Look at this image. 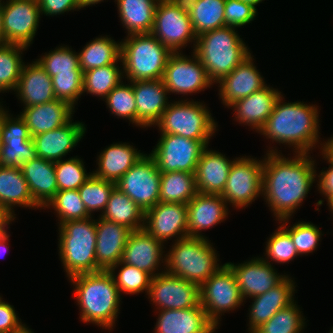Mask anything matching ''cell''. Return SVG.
<instances>
[{
  "instance_id": "obj_1",
  "label": "cell",
  "mask_w": 333,
  "mask_h": 333,
  "mask_svg": "<svg viewBox=\"0 0 333 333\" xmlns=\"http://www.w3.org/2000/svg\"><path fill=\"white\" fill-rule=\"evenodd\" d=\"M268 149L264 155L262 197L275 221L292 218L316 183V160L310 154L286 157L271 144Z\"/></svg>"
},
{
  "instance_id": "obj_2",
  "label": "cell",
  "mask_w": 333,
  "mask_h": 333,
  "mask_svg": "<svg viewBox=\"0 0 333 333\" xmlns=\"http://www.w3.org/2000/svg\"><path fill=\"white\" fill-rule=\"evenodd\" d=\"M283 96L281 94L277 99L272 114L258 134L271 144L292 148L295 154H311L317 147L322 150L319 106L304 101L284 102Z\"/></svg>"
},
{
  "instance_id": "obj_3",
  "label": "cell",
  "mask_w": 333,
  "mask_h": 333,
  "mask_svg": "<svg viewBox=\"0 0 333 333\" xmlns=\"http://www.w3.org/2000/svg\"><path fill=\"white\" fill-rule=\"evenodd\" d=\"M74 300L79 306L80 321L97 325L110 332L115 329L121 296L113 276L108 270L84 273L70 277Z\"/></svg>"
},
{
  "instance_id": "obj_4",
  "label": "cell",
  "mask_w": 333,
  "mask_h": 333,
  "mask_svg": "<svg viewBox=\"0 0 333 333\" xmlns=\"http://www.w3.org/2000/svg\"><path fill=\"white\" fill-rule=\"evenodd\" d=\"M241 37L238 29L229 26L197 37L193 52L202 62L213 84L216 85L252 54Z\"/></svg>"
},
{
  "instance_id": "obj_5",
  "label": "cell",
  "mask_w": 333,
  "mask_h": 333,
  "mask_svg": "<svg viewBox=\"0 0 333 333\" xmlns=\"http://www.w3.org/2000/svg\"><path fill=\"white\" fill-rule=\"evenodd\" d=\"M63 222L58 226V255L65 276L101 271L96 264V219Z\"/></svg>"
},
{
  "instance_id": "obj_6",
  "label": "cell",
  "mask_w": 333,
  "mask_h": 333,
  "mask_svg": "<svg viewBox=\"0 0 333 333\" xmlns=\"http://www.w3.org/2000/svg\"><path fill=\"white\" fill-rule=\"evenodd\" d=\"M172 243L165 253V271L171 275L201 286L223 266L219 263V251L208 237L187 236Z\"/></svg>"
},
{
  "instance_id": "obj_7",
  "label": "cell",
  "mask_w": 333,
  "mask_h": 333,
  "mask_svg": "<svg viewBox=\"0 0 333 333\" xmlns=\"http://www.w3.org/2000/svg\"><path fill=\"white\" fill-rule=\"evenodd\" d=\"M121 42V60L126 81L162 79L172 52L154 35L132 34Z\"/></svg>"
},
{
  "instance_id": "obj_8",
  "label": "cell",
  "mask_w": 333,
  "mask_h": 333,
  "mask_svg": "<svg viewBox=\"0 0 333 333\" xmlns=\"http://www.w3.org/2000/svg\"><path fill=\"white\" fill-rule=\"evenodd\" d=\"M182 98L171 100L162 113L157 126L160 134H174L197 141H210L218 130V123L212 117L204 101Z\"/></svg>"
},
{
  "instance_id": "obj_9",
  "label": "cell",
  "mask_w": 333,
  "mask_h": 333,
  "mask_svg": "<svg viewBox=\"0 0 333 333\" xmlns=\"http://www.w3.org/2000/svg\"><path fill=\"white\" fill-rule=\"evenodd\" d=\"M243 302L234 272L226 263L200 286V305L218 329L221 316L240 308Z\"/></svg>"
},
{
  "instance_id": "obj_10",
  "label": "cell",
  "mask_w": 333,
  "mask_h": 333,
  "mask_svg": "<svg viewBox=\"0 0 333 333\" xmlns=\"http://www.w3.org/2000/svg\"><path fill=\"white\" fill-rule=\"evenodd\" d=\"M263 166L264 158L259 160L249 155L236 157L221 194L227 205L243 210L262 197Z\"/></svg>"
},
{
  "instance_id": "obj_11",
  "label": "cell",
  "mask_w": 333,
  "mask_h": 333,
  "mask_svg": "<svg viewBox=\"0 0 333 333\" xmlns=\"http://www.w3.org/2000/svg\"><path fill=\"white\" fill-rule=\"evenodd\" d=\"M209 144L210 141L160 134L150 155L161 173L172 171L195 173L201 154Z\"/></svg>"
},
{
  "instance_id": "obj_12",
  "label": "cell",
  "mask_w": 333,
  "mask_h": 333,
  "mask_svg": "<svg viewBox=\"0 0 333 333\" xmlns=\"http://www.w3.org/2000/svg\"><path fill=\"white\" fill-rule=\"evenodd\" d=\"M151 34L172 53L183 52L182 49L192 44L193 52L196 45L197 36L189 14L179 10L169 0L158 1Z\"/></svg>"
},
{
  "instance_id": "obj_13",
  "label": "cell",
  "mask_w": 333,
  "mask_h": 333,
  "mask_svg": "<svg viewBox=\"0 0 333 333\" xmlns=\"http://www.w3.org/2000/svg\"><path fill=\"white\" fill-rule=\"evenodd\" d=\"M160 181L154 158L145 153L115 185L145 212L159 202Z\"/></svg>"
},
{
  "instance_id": "obj_14",
  "label": "cell",
  "mask_w": 333,
  "mask_h": 333,
  "mask_svg": "<svg viewBox=\"0 0 333 333\" xmlns=\"http://www.w3.org/2000/svg\"><path fill=\"white\" fill-rule=\"evenodd\" d=\"M192 53L187 56L183 52H177L169 56L162 78L169 95L174 93L183 97L200 93L214 85L202 62Z\"/></svg>"
},
{
  "instance_id": "obj_15",
  "label": "cell",
  "mask_w": 333,
  "mask_h": 333,
  "mask_svg": "<svg viewBox=\"0 0 333 333\" xmlns=\"http://www.w3.org/2000/svg\"><path fill=\"white\" fill-rule=\"evenodd\" d=\"M41 18L38 0H4L2 21L5 42L29 48Z\"/></svg>"
},
{
  "instance_id": "obj_16",
  "label": "cell",
  "mask_w": 333,
  "mask_h": 333,
  "mask_svg": "<svg viewBox=\"0 0 333 333\" xmlns=\"http://www.w3.org/2000/svg\"><path fill=\"white\" fill-rule=\"evenodd\" d=\"M147 296L154 311L187 309L200 304V286L164 271L152 277Z\"/></svg>"
},
{
  "instance_id": "obj_17",
  "label": "cell",
  "mask_w": 333,
  "mask_h": 333,
  "mask_svg": "<svg viewBox=\"0 0 333 333\" xmlns=\"http://www.w3.org/2000/svg\"><path fill=\"white\" fill-rule=\"evenodd\" d=\"M2 105L1 166L21 167L37 157L33 138L25 120L18 114L14 115Z\"/></svg>"
},
{
  "instance_id": "obj_18",
  "label": "cell",
  "mask_w": 333,
  "mask_h": 333,
  "mask_svg": "<svg viewBox=\"0 0 333 333\" xmlns=\"http://www.w3.org/2000/svg\"><path fill=\"white\" fill-rule=\"evenodd\" d=\"M144 229L166 245L187 237V204L158 202L145 211Z\"/></svg>"
},
{
  "instance_id": "obj_19",
  "label": "cell",
  "mask_w": 333,
  "mask_h": 333,
  "mask_svg": "<svg viewBox=\"0 0 333 333\" xmlns=\"http://www.w3.org/2000/svg\"><path fill=\"white\" fill-rule=\"evenodd\" d=\"M232 269L241 295L247 298L259 296L279 284L288 274L278 273L276 268L260 256L252 257L242 263L226 262Z\"/></svg>"
},
{
  "instance_id": "obj_20",
  "label": "cell",
  "mask_w": 333,
  "mask_h": 333,
  "mask_svg": "<svg viewBox=\"0 0 333 333\" xmlns=\"http://www.w3.org/2000/svg\"><path fill=\"white\" fill-rule=\"evenodd\" d=\"M164 248L166 249L164 244L144 228L135 230L128 236L121 262L133 265L154 277L165 271Z\"/></svg>"
},
{
  "instance_id": "obj_21",
  "label": "cell",
  "mask_w": 333,
  "mask_h": 333,
  "mask_svg": "<svg viewBox=\"0 0 333 333\" xmlns=\"http://www.w3.org/2000/svg\"><path fill=\"white\" fill-rule=\"evenodd\" d=\"M254 55L247 57L231 73L223 77L218 84V95L222 105L229 107L235 101L251 95L265 87V78L255 65Z\"/></svg>"
},
{
  "instance_id": "obj_22",
  "label": "cell",
  "mask_w": 333,
  "mask_h": 333,
  "mask_svg": "<svg viewBox=\"0 0 333 333\" xmlns=\"http://www.w3.org/2000/svg\"><path fill=\"white\" fill-rule=\"evenodd\" d=\"M85 123L73 118L65 125L33 136L37 157L57 162L76 148L87 132Z\"/></svg>"
},
{
  "instance_id": "obj_23",
  "label": "cell",
  "mask_w": 333,
  "mask_h": 333,
  "mask_svg": "<svg viewBox=\"0 0 333 333\" xmlns=\"http://www.w3.org/2000/svg\"><path fill=\"white\" fill-rule=\"evenodd\" d=\"M296 282L289 274L275 287L267 292L250 298L248 308V332L252 333L260 325L266 323L276 312L288 307L295 301Z\"/></svg>"
},
{
  "instance_id": "obj_24",
  "label": "cell",
  "mask_w": 333,
  "mask_h": 333,
  "mask_svg": "<svg viewBox=\"0 0 333 333\" xmlns=\"http://www.w3.org/2000/svg\"><path fill=\"white\" fill-rule=\"evenodd\" d=\"M229 207L218 194L197 193L187 204L188 236L206 238V231L228 218Z\"/></svg>"
},
{
  "instance_id": "obj_25",
  "label": "cell",
  "mask_w": 333,
  "mask_h": 333,
  "mask_svg": "<svg viewBox=\"0 0 333 333\" xmlns=\"http://www.w3.org/2000/svg\"><path fill=\"white\" fill-rule=\"evenodd\" d=\"M281 94L278 88L266 85L251 95L235 101L228 108L233 110L234 120L238 124L246 125L258 133L272 114L274 105Z\"/></svg>"
},
{
  "instance_id": "obj_26",
  "label": "cell",
  "mask_w": 333,
  "mask_h": 333,
  "mask_svg": "<svg viewBox=\"0 0 333 333\" xmlns=\"http://www.w3.org/2000/svg\"><path fill=\"white\" fill-rule=\"evenodd\" d=\"M132 87L137 106V127H154L170 104L163 79L132 81Z\"/></svg>"
},
{
  "instance_id": "obj_27",
  "label": "cell",
  "mask_w": 333,
  "mask_h": 333,
  "mask_svg": "<svg viewBox=\"0 0 333 333\" xmlns=\"http://www.w3.org/2000/svg\"><path fill=\"white\" fill-rule=\"evenodd\" d=\"M158 317L153 333H215L218 329L199 304L187 309L156 310Z\"/></svg>"
},
{
  "instance_id": "obj_28",
  "label": "cell",
  "mask_w": 333,
  "mask_h": 333,
  "mask_svg": "<svg viewBox=\"0 0 333 333\" xmlns=\"http://www.w3.org/2000/svg\"><path fill=\"white\" fill-rule=\"evenodd\" d=\"M131 232L126 226L108 221L100 216L96 219V264L101 270H109L121 261Z\"/></svg>"
},
{
  "instance_id": "obj_29",
  "label": "cell",
  "mask_w": 333,
  "mask_h": 333,
  "mask_svg": "<svg viewBox=\"0 0 333 333\" xmlns=\"http://www.w3.org/2000/svg\"><path fill=\"white\" fill-rule=\"evenodd\" d=\"M208 147L202 152L195 171L197 191L203 194L221 195L225 189L231 165L236 158L228 159L225 154Z\"/></svg>"
},
{
  "instance_id": "obj_30",
  "label": "cell",
  "mask_w": 333,
  "mask_h": 333,
  "mask_svg": "<svg viewBox=\"0 0 333 333\" xmlns=\"http://www.w3.org/2000/svg\"><path fill=\"white\" fill-rule=\"evenodd\" d=\"M15 94L23 107L39 105L56 99L52 78L37 60L23 65Z\"/></svg>"
},
{
  "instance_id": "obj_31",
  "label": "cell",
  "mask_w": 333,
  "mask_h": 333,
  "mask_svg": "<svg viewBox=\"0 0 333 333\" xmlns=\"http://www.w3.org/2000/svg\"><path fill=\"white\" fill-rule=\"evenodd\" d=\"M75 108L62 100H53L39 105L23 107L20 116L25 120L31 137L67 124Z\"/></svg>"
},
{
  "instance_id": "obj_32",
  "label": "cell",
  "mask_w": 333,
  "mask_h": 333,
  "mask_svg": "<svg viewBox=\"0 0 333 333\" xmlns=\"http://www.w3.org/2000/svg\"><path fill=\"white\" fill-rule=\"evenodd\" d=\"M144 154L130 143L113 142L97 155L98 167L92 173L100 179L116 183Z\"/></svg>"
},
{
  "instance_id": "obj_33",
  "label": "cell",
  "mask_w": 333,
  "mask_h": 333,
  "mask_svg": "<svg viewBox=\"0 0 333 333\" xmlns=\"http://www.w3.org/2000/svg\"><path fill=\"white\" fill-rule=\"evenodd\" d=\"M20 168L33 200L43 209L58 192L54 162L36 157Z\"/></svg>"
},
{
  "instance_id": "obj_34",
  "label": "cell",
  "mask_w": 333,
  "mask_h": 333,
  "mask_svg": "<svg viewBox=\"0 0 333 333\" xmlns=\"http://www.w3.org/2000/svg\"><path fill=\"white\" fill-rule=\"evenodd\" d=\"M0 203L13 215L15 207L41 210L33 200L21 168L0 165Z\"/></svg>"
},
{
  "instance_id": "obj_35",
  "label": "cell",
  "mask_w": 333,
  "mask_h": 333,
  "mask_svg": "<svg viewBox=\"0 0 333 333\" xmlns=\"http://www.w3.org/2000/svg\"><path fill=\"white\" fill-rule=\"evenodd\" d=\"M159 0H115L118 17L126 35L150 34Z\"/></svg>"
},
{
  "instance_id": "obj_36",
  "label": "cell",
  "mask_w": 333,
  "mask_h": 333,
  "mask_svg": "<svg viewBox=\"0 0 333 333\" xmlns=\"http://www.w3.org/2000/svg\"><path fill=\"white\" fill-rule=\"evenodd\" d=\"M99 216L108 221L126 226L131 231L144 228L145 212L117 187L113 189L105 210Z\"/></svg>"
},
{
  "instance_id": "obj_37",
  "label": "cell",
  "mask_w": 333,
  "mask_h": 333,
  "mask_svg": "<svg viewBox=\"0 0 333 333\" xmlns=\"http://www.w3.org/2000/svg\"><path fill=\"white\" fill-rule=\"evenodd\" d=\"M79 66L83 72L114 64L121 57V42L109 35H100L87 42L78 52Z\"/></svg>"
},
{
  "instance_id": "obj_38",
  "label": "cell",
  "mask_w": 333,
  "mask_h": 333,
  "mask_svg": "<svg viewBox=\"0 0 333 333\" xmlns=\"http://www.w3.org/2000/svg\"><path fill=\"white\" fill-rule=\"evenodd\" d=\"M197 193L195 173H161L159 202L188 204Z\"/></svg>"
},
{
  "instance_id": "obj_39",
  "label": "cell",
  "mask_w": 333,
  "mask_h": 333,
  "mask_svg": "<svg viewBox=\"0 0 333 333\" xmlns=\"http://www.w3.org/2000/svg\"><path fill=\"white\" fill-rule=\"evenodd\" d=\"M119 62V63H118ZM120 64V67H119ZM121 58L114 64L83 72V94H91L103 100L123 79Z\"/></svg>"
},
{
  "instance_id": "obj_40",
  "label": "cell",
  "mask_w": 333,
  "mask_h": 333,
  "mask_svg": "<svg viewBox=\"0 0 333 333\" xmlns=\"http://www.w3.org/2000/svg\"><path fill=\"white\" fill-rule=\"evenodd\" d=\"M225 1L198 0L194 8L188 13L197 37L206 32L225 27Z\"/></svg>"
},
{
  "instance_id": "obj_41",
  "label": "cell",
  "mask_w": 333,
  "mask_h": 333,
  "mask_svg": "<svg viewBox=\"0 0 333 333\" xmlns=\"http://www.w3.org/2000/svg\"><path fill=\"white\" fill-rule=\"evenodd\" d=\"M27 49L22 45H0V93L15 92L25 64L23 51Z\"/></svg>"
},
{
  "instance_id": "obj_42",
  "label": "cell",
  "mask_w": 333,
  "mask_h": 333,
  "mask_svg": "<svg viewBox=\"0 0 333 333\" xmlns=\"http://www.w3.org/2000/svg\"><path fill=\"white\" fill-rule=\"evenodd\" d=\"M295 300L288 307L276 312L266 323L252 333H304L307 318ZM303 331V332H302Z\"/></svg>"
},
{
  "instance_id": "obj_43",
  "label": "cell",
  "mask_w": 333,
  "mask_h": 333,
  "mask_svg": "<svg viewBox=\"0 0 333 333\" xmlns=\"http://www.w3.org/2000/svg\"><path fill=\"white\" fill-rule=\"evenodd\" d=\"M108 271L113 276L121 296L122 294L138 295L143 292L146 293V296L148 295L152 279L149 273L121 261L113 265Z\"/></svg>"
},
{
  "instance_id": "obj_44",
  "label": "cell",
  "mask_w": 333,
  "mask_h": 333,
  "mask_svg": "<svg viewBox=\"0 0 333 333\" xmlns=\"http://www.w3.org/2000/svg\"><path fill=\"white\" fill-rule=\"evenodd\" d=\"M54 210L58 226L67 221L85 220L92 217L80 198L78 190H60L43 209ZM52 208V209H51Z\"/></svg>"
},
{
  "instance_id": "obj_45",
  "label": "cell",
  "mask_w": 333,
  "mask_h": 333,
  "mask_svg": "<svg viewBox=\"0 0 333 333\" xmlns=\"http://www.w3.org/2000/svg\"><path fill=\"white\" fill-rule=\"evenodd\" d=\"M290 220L291 218H286L277 223L290 234L299 256H308L307 254L315 252L322 240L323 232L320 227L311 221L300 220L297 223H292V226H287L290 224Z\"/></svg>"
},
{
  "instance_id": "obj_46",
  "label": "cell",
  "mask_w": 333,
  "mask_h": 333,
  "mask_svg": "<svg viewBox=\"0 0 333 333\" xmlns=\"http://www.w3.org/2000/svg\"><path fill=\"white\" fill-rule=\"evenodd\" d=\"M35 59L52 78L59 73H83L79 66L78 52L67 45L56 46Z\"/></svg>"
},
{
  "instance_id": "obj_47",
  "label": "cell",
  "mask_w": 333,
  "mask_h": 333,
  "mask_svg": "<svg viewBox=\"0 0 333 333\" xmlns=\"http://www.w3.org/2000/svg\"><path fill=\"white\" fill-rule=\"evenodd\" d=\"M106 108L111 112L110 114L128 120L129 125L134 124L137 126V106L135 102L132 81L126 84L122 81L118 84L104 99Z\"/></svg>"
},
{
  "instance_id": "obj_48",
  "label": "cell",
  "mask_w": 333,
  "mask_h": 333,
  "mask_svg": "<svg viewBox=\"0 0 333 333\" xmlns=\"http://www.w3.org/2000/svg\"><path fill=\"white\" fill-rule=\"evenodd\" d=\"M74 156L54 162L58 191L78 190L92 175L87 173L81 157Z\"/></svg>"
},
{
  "instance_id": "obj_49",
  "label": "cell",
  "mask_w": 333,
  "mask_h": 333,
  "mask_svg": "<svg viewBox=\"0 0 333 333\" xmlns=\"http://www.w3.org/2000/svg\"><path fill=\"white\" fill-rule=\"evenodd\" d=\"M116 187L115 182L100 179L92 175L79 189V195L84 203L87 212L92 216L94 212L101 214L106 208L108 199L113 189Z\"/></svg>"
},
{
  "instance_id": "obj_50",
  "label": "cell",
  "mask_w": 333,
  "mask_h": 333,
  "mask_svg": "<svg viewBox=\"0 0 333 333\" xmlns=\"http://www.w3.org/2000/svg\"><path fill=\"white\" fill-rule=\"evenodd\" d=\"M265 244V253L261 258L271 265L273 262L286 264L299 256L290 234L280 224Z\"/></svg>"
},
{
  "instance_id": "obj_51",
  "label": "cell",
  "mask_w": 333,
  "mask_h": 333,
  "mask_svg": "<svg viewBox=\"0 0 333 333\" xmlns=\"http://www.w3.org/2000/svg\"><path fill=\"white\" fill-rule=\"evenodd\" d=\"M52 84L56 99L76 108L78 100L83 95V73L56 74L52 77Z\"/></svg>"
},
{
  "instance_id": "obj_52",
  "label": "cell",
  "mask_w": 333,
  "mask_h": 333,
  "mask_svg": "<svg viewBox=\"0 0 333 333\" xmlns=\"http://www.w3.org/2000/svg\"><path fill=\"white\" fill-rule=\"evenodd\" d=\"M258 14L257 8L241 0L225 1V26L241 28L252 23Z\"/></svg>"
},
{
  "instance_id": "obj_53",
  "label": "cell",
  "mask_w": 333,
  "mask_h": 333,
  "mask_svg": "<svg viewBox=\"0 0 333 333\" xmlns=\"http://www.w3.org/2000/svg\"><path fill=\"white\" fill-rule=\"evenodd\" d=\"M320 155L323 160L327 161L329 164L328 168H322V170L318 172L316 170L315 180L317 183V191H319L320 195H323L324 199L328 203L333 198V158L330 157L323 149L319 150Z\"/></svg>"
},
{
  "instance_id": "obj_54",
  "label": "cell",
  "mask_w": 333,
  "mask_h": 333,
  "mask_svg": "<svg viewBox=\"0 0 333 333\" xmlns=\"http://www.w3.org/2000/svg\"><path fill=\"white\" fill-rule=\"evenodd\" d=\"M25 325L26 323L19 318L15 307L2 298L0 300V333H15Z\"/></svg>"
},
{
  "instance_id": "obj_55",
  "label": "cell",
  "mask_w": 333,
  "mask_h": 333,
  "mask_svg": "<svg viewBox=\"0 0 333 333\" xmlns=\"http://www.w3.org/2000/svg\"><path fill=\"white\" fill-rule=\"evenodd\" d=\"M41 16L54 17L83 9L78 0H38Z\"/></svg>"
},
{
  "instance_id": "obj_56",
  "label": "cell",
  "mask_w": 333,
  "mask_h": 333,
  "mask_svg": "<svg viewBox=\"0 0 333 333\" xmlns=\"http://www.w3.org/2000/svg\"><path fill=\"white\" fill-rule=\"evenodd\" d=\"M15 220L16 216L0 203V236L9 233L10 224Z\"/></svg>"
},
{
  "instance_id": "obj_57",
  "label": "cell",
  "mask_w": 333,
  "mask_h": 333,
  "mask_svg": "<svg viewBox=\"0 0 333 333\" xmlns=\"http://www.w3.org/2000/svg\"><path fill=\"white\" fill-rule=\"evenodd\" d=\"M173 5H175L179 10L190 13L194 8L198 0H169Z\"/></svg>"
},
{
  "instance_id": "obj_58",
  "label": "cell",
  "mask_w": 333,
  "mask_h": 333,
  "mask_svg": "<svg viewBox=\"0 0 333 333\" xmlns=\"http://www.w3.org/2000/svg\"><path fill=\"white\" fill-rule=\"evenodd\" d=\"M10 236L9 233L0 236V257H3L10 248Z\"/></svg>"
},
{
  "instance_id": "obj_59",
  "label": "cell",
  "mask_w": 333,
  "mask_h": 333,
  "mask_svg": "<svg viewBox=\"0 0 333 333\" xmlns=\"http://www.w3.org/2000/svg\"><path fill=\"white\" fill-rule=\"evenodd\" d=\"M324 141V148L323 150L330 156L333 158V135H331L330 138L328 139H323Z\"/></svg>"
},
{
  "instance_id": "obj_60",
  "label": "cell",
  "mask_w": 333,
  "mask_h": 333,
  "mask_svg": "<svg viewBox=\"0 0 333 333\" xmlns=\"http://www.w3.org/2000/svg\"><path fill=\"white\" fill-rule=\"evenodd\" d=\"M3 4H4V0H0V45L7 44L5 42L4 33H3V21H2Z\"/></svg>"
},
{
  "instance_id": "obj_61",
  "label": "cell",
  "mask_w": 333,
  "mask_h": 333,
  "mask_svg": "<svg viewBox=\"0 0 333 333\" xmlns=\"http://www.w3.org/2000/svg\"><path fill=\"white\" fill-rule=\"evenodd\" d=\"M81 7L84 9H86V7L88 6H93V5H96V4H99V3H102L104 2V0H78ZM106 1V0H105Z\"/></svg>"
},
{
  "instance_id": "obj_62",
  "label": "cell",
  "mask_w": 333,
  "mask_h": 333,
  "mask_svg": "<svg viewBox=\"0 0 333 333\" xmlns=\"http://www.w3.org/2000/svg\"><path fill=\"white\" fill-rule=\"evenodd\" d=\"M2 102L0 99V157H1V150H2V139H1V125H2Z\"/></svg>"
},
{
  "instance_id": "obj_63",
  "label": "cell",
  "mask_w": 333,
  "mask_h": 333,
  "mask_svg": "<svg viewBox=\"0 0 333 333\" xmlns=\"http://www.w3.org/2000/svg\"><path fill=\"white\" fill-rule=\"evenodd\" d=\"M241 1H243L245 3H249L256 8L260 3H262L265 0H241Z\"/></svg>"
},
{
  "instance_id": "obj_64",
  "label": "cell",
  "mask_w": 333,
  "mask_h": 333,
  "mask_svg": "<svg viewBox=\"0 0 333 333\" xmlns=\"http://www.w3.org/2000/svg\"><path fill=\"white\" fill-rule=\"evenodd\" d=\"M15 333H34L32 331L31 328H29V326H27V324L19 331L15 332Z\"/></svg>"
},
{
  "instance_id": "obj_65",
  "label": "cell",
  "mask_w": 333,
  "mask_h": 333,
  "mask_svg": "<svg viewBox=\"0 0 333 333\" xmlns=\"http://www.w3.org/2000/svg\"><path fill=\"white\" fill-rule=\"evenodd\" d=\"M328 207H329V211L332 213L333 215V198L327 203ZM333 217V216H332Z\"/></svg>"
},
{
  "instance_id": "obj_66",
  "label": "cell",
  "mask_w": 333,
  "mask_h": 333,
  "mask_svg": "<svg viewBox=\"0 0 333 333\" xmlns=\"http://www.w3.org/2000/svg\"><path fill=\"white\" fill-rule=\"evenodd\" d=\"M329 333H333V326L331 327V330H330V332Z\"/></svg>"
}]
</instances>
